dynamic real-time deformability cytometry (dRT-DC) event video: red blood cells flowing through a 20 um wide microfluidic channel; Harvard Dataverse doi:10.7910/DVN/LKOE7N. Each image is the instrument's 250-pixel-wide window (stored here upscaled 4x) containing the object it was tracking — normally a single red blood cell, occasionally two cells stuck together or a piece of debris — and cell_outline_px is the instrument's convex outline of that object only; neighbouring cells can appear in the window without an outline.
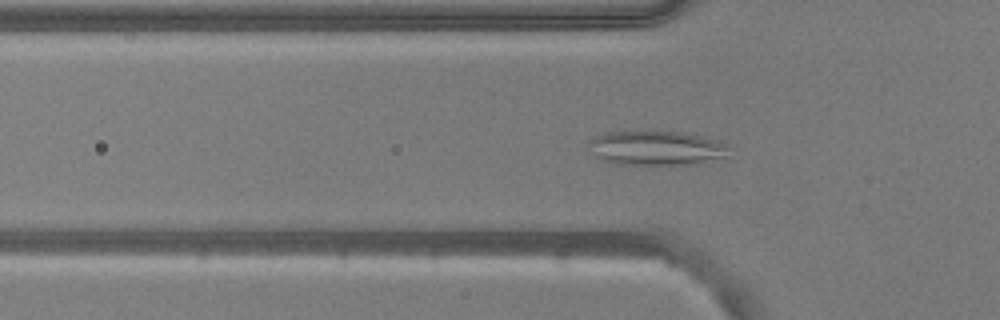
{"species": "common noctule bat (a hibernating species)", "species_latin": "Nyctalus noctula", "temperature_condition": "warm", "stored_images_in_passage": 40, "camera_frame_rate_fps": 3000, "um_per_image_px": 0.085, "animal": {"sex": "male", "body_mass_g": 20.5, "forearm_length_mm": 52.5}, "frame": {"image": 1, "passage_image": 4, "time_ms": 1.0, "image_size_px": [1000, 320], "cell_outline_px": [[728, 148], [724, 156], [700, 164], [616, 164], [604, 160], [596, 156], [588, 140], [604, 132], [648, 128], [684, 132], [704, 136], [720, 140], [728, 144]], "centroid_in_image_um": [55.8, 12.52], "position_along_channel_um": 70.0, "area_um2": 29.02}}
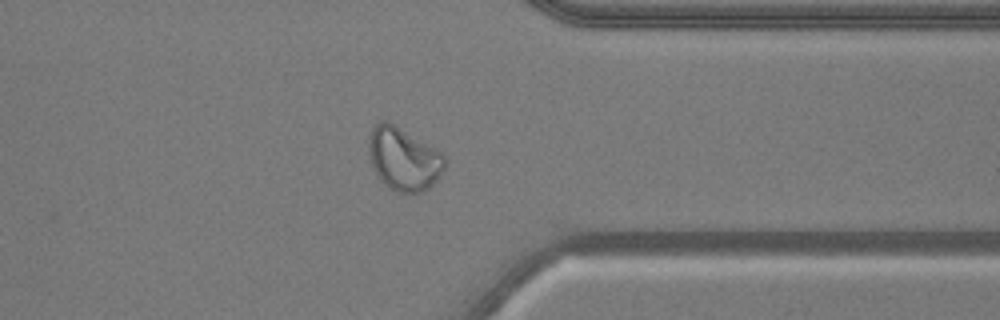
{"frame": {"image": 2, "passage_image": 29, "time_ms": 9.333, "image_size_px": [1000, 320], "cell_outline_px": [[448, 164], [440, 176], [428, 188], [420, 192], [396, 192], [388, 188], [380, 180], [372, 164], [368, 148], [368, 140], [372, 128], [380, 120], [388, 120], [436, 148], [448, 160]], "centroid_in_image_um": [34.33, 13.49], "position_along_channel_um": 377.1, "area_um2": 28.15}}
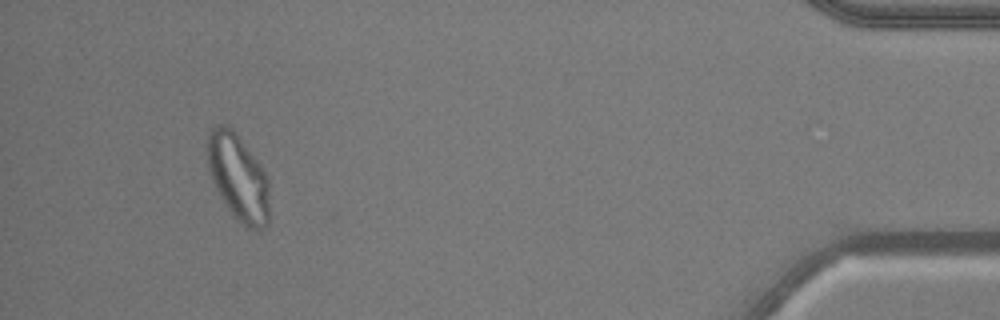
{"frame": {"image": 3, "passage_image": 37, "time_ms": 12.0, "image_size_px": [1000, 320], "cell_outline_px": [[268, 224], [260, 232], [248, 228], [236, 220], [232, 216], [224, 204], [220, 196], [208, 168], [208, 136], [212, 128], [216, 124], [224, 124], [232, 128], [256, 160], [264, 172], [268, 180]], "centroid_in_image_um": [20.25, 15.13], "position_along_channel_um": 415.0, "area_um2": 30.98}}